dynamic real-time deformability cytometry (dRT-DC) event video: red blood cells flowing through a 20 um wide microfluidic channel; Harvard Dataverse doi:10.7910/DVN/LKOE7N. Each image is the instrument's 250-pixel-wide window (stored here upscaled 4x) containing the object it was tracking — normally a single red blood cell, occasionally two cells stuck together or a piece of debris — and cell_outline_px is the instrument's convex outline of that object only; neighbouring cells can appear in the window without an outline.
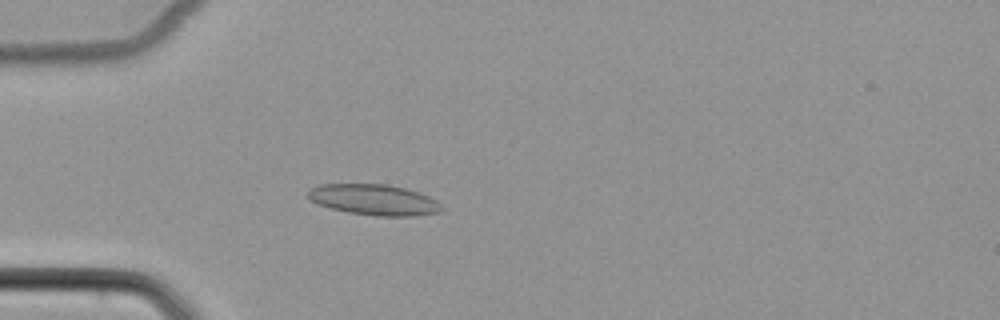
{"species": "common noctule bat (a hibernating species)", "species_latin": "Nyctalus noctula", "temperature_condition": "cold", "stored_images_in_passage": 50, "camera_frame_rate_fps": 3000, "um_per_image_px": 0.085, "animal": {"sex": "female", "body_mass_g": 22.7, "forearm_length_mm": 54.2}, "frame": {"image": 1, "passage_image": 14, "time_ms": 4.333, "image_size_px": [1000, 320], "cell_outline_px": [[444, 208], [440, 212], [412, 216], [376, 216], [348, 212], [316, 204], [308, 200], [308, 188], [320, 184], [384, 184], [404, 188], [428, 196], [436, 200]], "centroid_in_image_um": [31.74, 16.98], "position_along_channel_um": 53.3, "area_um2": 23.99}}
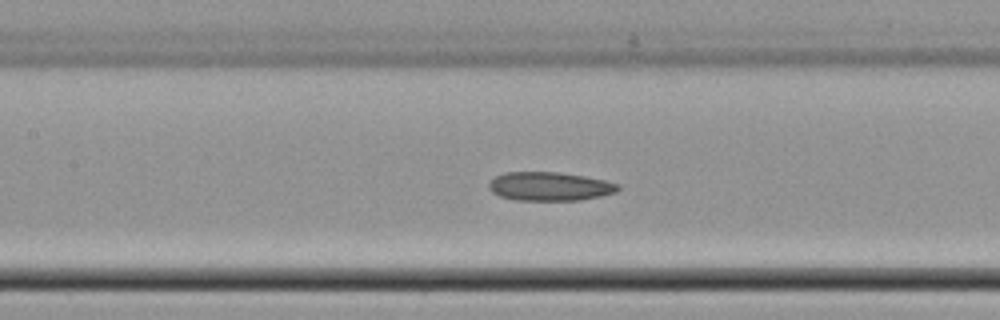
{"frame": {"image": 2, "passage_image": 23, "time_ms": 7.333, "image_size_px": [1000, 320], "cell_outline_px": [[620, 188], [616, 192], [600, 196], [580, 200], [516, 200], [500, 196], [492, 192], [488, 188], [488, 184], [496, 176], [504, 172], [556, 172], [584, 176], [604, 180], [620, 184]], "centroid_in_image_um": [46.72, 15.84], "position_along_channel_um": 160.7, "area_um2": 21.56}}
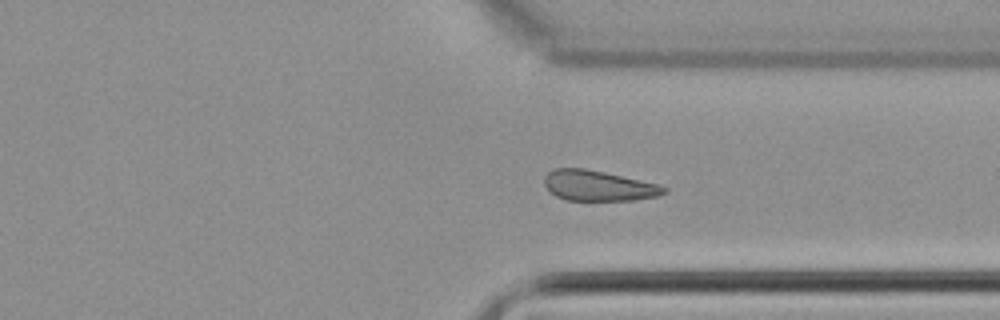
{"frame": {"image": 3, "passage_image": 38, "time_ms": 12.333, "image_size_px": [1000, 320], "cell_outline_px": [[668, 192], [660, 196], [632, 200], [564, 200], [556, 196], [544, 184], [544, 176], [548, 172], [556, 168], [584, 168], [604, 172], [640, 180], [656, 184], [668, 188]], "centroid_in_image_um": [50.87, 15.79], "position_along_channel_um": 360.5, "area_um2": 21.1}}